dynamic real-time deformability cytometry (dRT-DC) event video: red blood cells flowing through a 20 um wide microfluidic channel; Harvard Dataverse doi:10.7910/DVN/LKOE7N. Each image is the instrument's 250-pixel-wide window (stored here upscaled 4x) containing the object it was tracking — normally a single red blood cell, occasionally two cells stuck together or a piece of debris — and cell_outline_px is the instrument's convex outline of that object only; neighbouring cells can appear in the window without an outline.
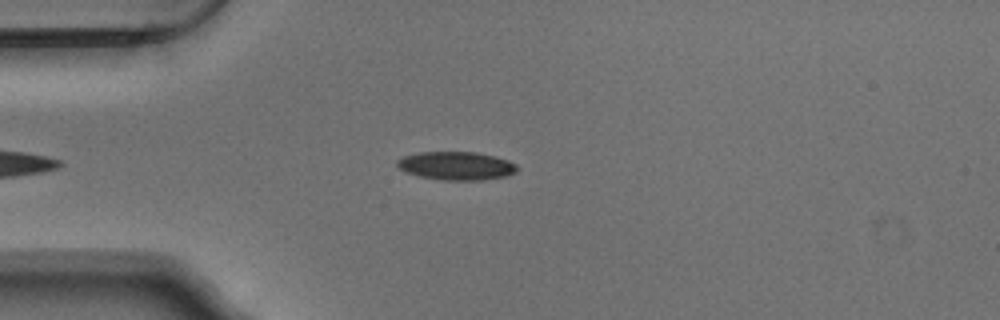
{"species": "Egyptian fruit bat (a non-hibernating species)", "species_latin": "Rousettus aegyptiacus", "temperature_condition": "warm", "stored_images_in_passage": 10, "camera_frame_rate_fps": 3000, "um_per_image_px": 0.085, "animal": {"sex": "male"}, "frame": {"image": 1, "passage_image": 3, "time_ms": 0.667, "image_size_px": [1000, 320], "cell_outline_px": [[516, 172], [504, 176], [480, 180], [444, 180], [420, 176], [408, 172], [400, 168], [396, 164], [396, 160], [404, 156], [420, 152], [476, 152], [496, 156], [508, 160], [516, 164]], "centroid_in_image_um": [38.79, 14.08], "position_along_channel_um": 46.2, "area_um2": 19.59}}
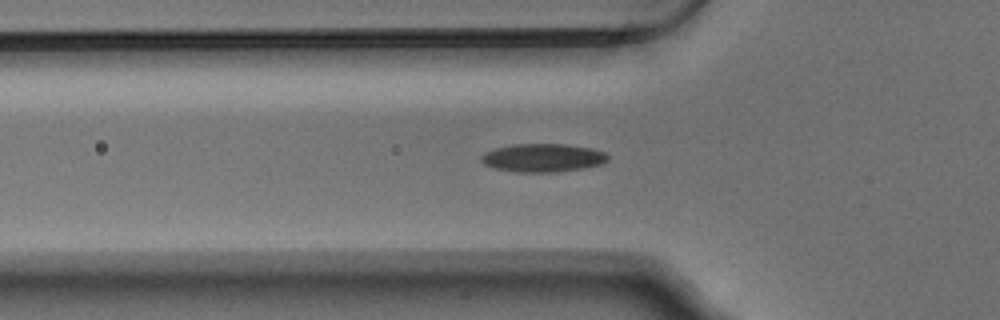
{"frame": {"image": 2, "passage_image": 7, "time_ms": 2.0, "image_size_px": [1000, 320], "cell_outline_px": [[608, 160], [600, 164], [580, 168], [556, 172], [520, 172], [496, 168], [484, 164], [480, 160], [480, 156], [484, 152], [496, 148], [512, 144], [564, 144], [592, 148], [604, 152], [608, 156]], "centroid_in_image_um": [46.11, 13.4], "position_along_channel_um": 79.7, "area_um2": 20.69}}
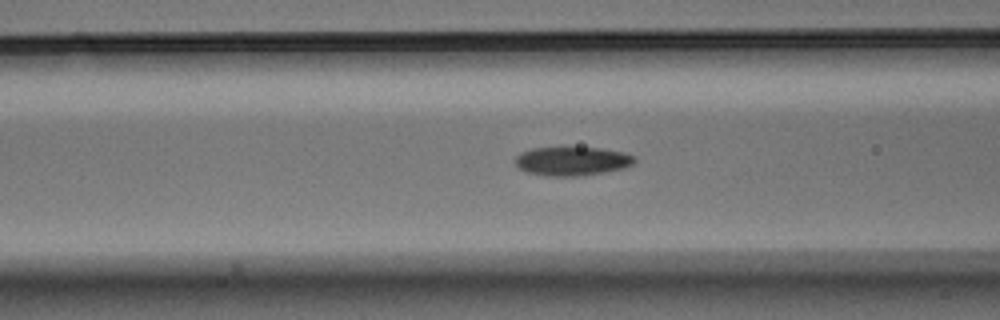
{"frame": {"image": 3, "passage_image": 10, "time_ms": 3.0, "image_size_px": [1000, 320], "cell_outline_px": [[636, 160], [632, 164], [624, 168], [584, 176], [548, 176], [528, 172], [520, 168], [512, 160], [520, 152], [532, 148], [600, 148], [620, 152], [632, 156]], "centroid_in_image_um": [48.58, 13.7], "position_along_channel_um": 118.0, "area_um2": 19.88}}